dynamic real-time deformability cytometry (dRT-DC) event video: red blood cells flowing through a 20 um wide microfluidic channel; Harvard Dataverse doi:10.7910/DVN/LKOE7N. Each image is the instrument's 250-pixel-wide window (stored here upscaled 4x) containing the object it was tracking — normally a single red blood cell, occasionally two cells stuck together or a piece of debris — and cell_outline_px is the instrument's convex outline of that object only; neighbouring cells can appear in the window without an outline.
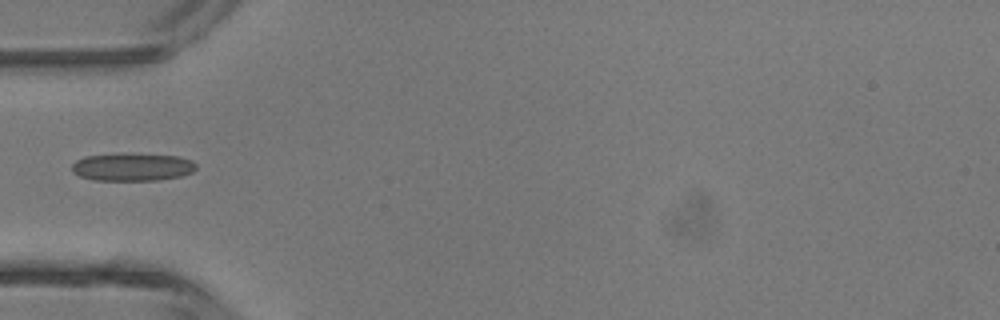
{"species": "common noctule bat (a hibernating species)", "species_latin": "Nyctalus noctula", "temperature_condition": "room temperature", "stored_images_in_passage": 31, "camera_frame_rate_fps": 3000, "um_per_image_px": 0.085, "animal": {"sex": "male", "body_mass_g": 13.3}, "frame": {"image": 1, "passage_image": 1, "time_ms": 0.0, "image_size_px": [1000, 320], "cell_outline_px": [[196, 168], [192, 172], [180, 176], [160, 180], [92, 180], [80, 176], [72, 172], [72, 164], [76, 160], [84, 156], [116, 152], [132, 152], [176, 156], [192, 160], [196, 164]], "centroid_in_image_um": [11.21, 14.16], "position_along_channel_um": 73.8, "area_um2": 20.75}}
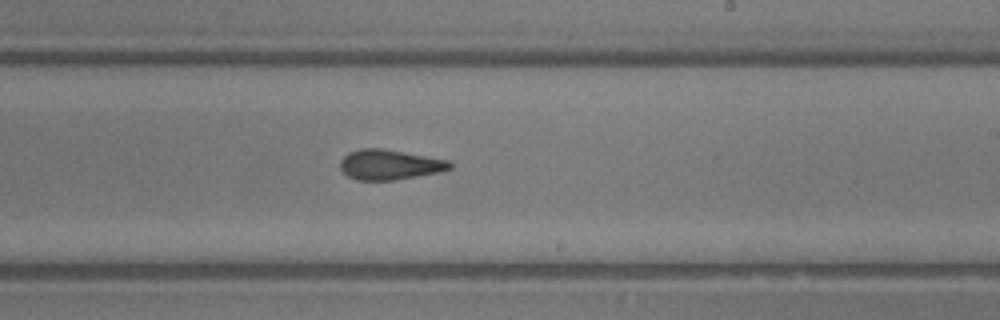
{"frame": {"image": 2, "passage_image": 13, "time_ms": 4.0, "image_size_px": [1000, 320], "cell_outline_px": [[452, 168], [440, 172], [392, 180], [356, 180], [348, 176], [340, 168], [340, 160], [348, 152], [360, 148], [380, 148], [448, 160], [452, 164]], "centroid_in_image_um": [33.08, 13.99], "position_along_channel_um": 255.9, "area_um2": 19.07}}
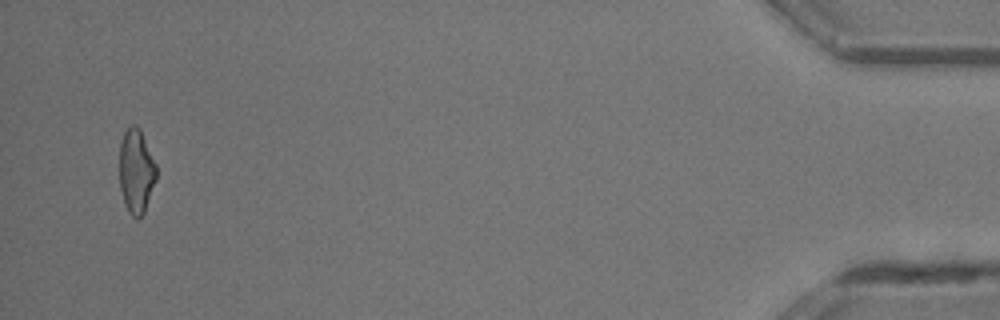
{"frame": {"image": 3, "passage_image": 30, "time_ms": 9.667, "image_size_px": [1000, 320], "cell_outline_px": [[156, 180], [144, 212], [136, 220], [128, 212], [124, 204], [120, 188], [120, 144], [124, 132], [132, 124], [136, 124], [140, 128], [156, 164]], "centroid_in_image_um": [11.57, 14.56], "position_along_channel_um": 423.6, "area_um2": 18.15}}